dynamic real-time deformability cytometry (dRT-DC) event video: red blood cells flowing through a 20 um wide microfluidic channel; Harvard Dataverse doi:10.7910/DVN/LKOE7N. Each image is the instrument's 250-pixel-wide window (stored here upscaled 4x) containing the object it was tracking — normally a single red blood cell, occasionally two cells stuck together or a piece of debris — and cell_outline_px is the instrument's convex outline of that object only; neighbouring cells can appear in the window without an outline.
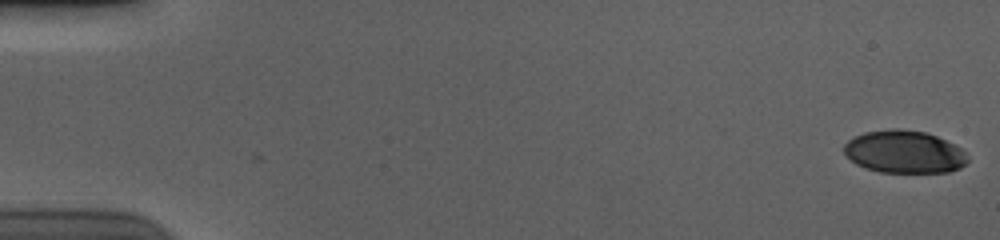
{"species": "human", "species_latin": "Homo sapiens", "temperature_condition": "cold", "stored_images_in_passage": 56, "camera_frame_rate_fps": 3000, "um_per_image_px": 0.085, "donor": {"sex": "male"}, "frame": {"image": 1, "passage_image": 1, "time_ms": 0.0, "image_size_px": [1000, 240], "cell_outline_px": [[968, 160], [960, 168], [948, 172], [880, 172], [864, 168], [856, 164], [844, 152], [844, 144], [852, 136], [864, 132], [896, 128], [924, 132], [936, 136], [960, 148], [964, 152]], "centroid_in_image_um": [76.82, 12.91], "position_along_channel_um": 8.2, "area_um2": 30.52}}
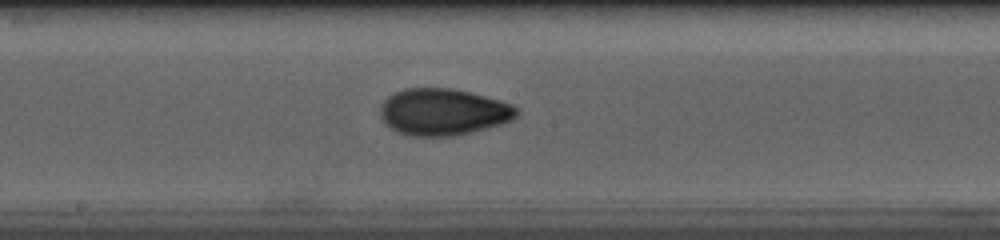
{"frame": {"image": 2, "passage_image": 31, "time_ms": 10.0, "image_size_px": [1000, 240], "cell_outline_px": [[520, 112], [512, 120], [488, 128], [452, 136], [408, 136], [396, 132], [384, 124], [380, 116], [380, 104], [388, 96], [404, 88], [452, 88], [500, 100], [512, 104], [520, 108]], "centroid_in_image_um": [37.65, 9.52], "position_along_channel_um": 210.5, "area_um2": 37.45}}
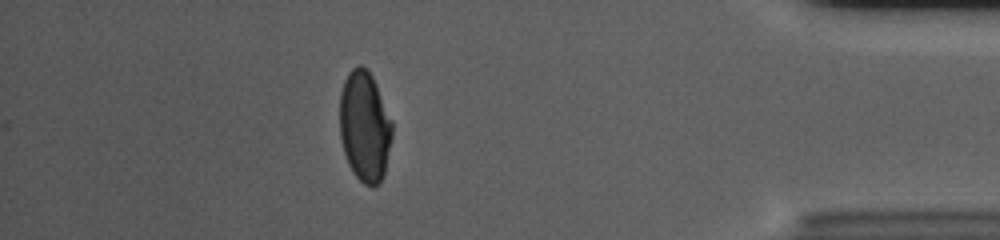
{"frame": {"image": 3, "passage_image": 50, "time_ms": 16.333, "image_size_px": [1000, 240], "cell_outline_px": [[392, 136], [384, 176], [380, 184], [372, 188], [364, 184], [352, 172], [348, 164], [344, 152], [340, 136], [340, 92], [344, 80], [348, 72], [356, 64], [360, 64], [372, 76], [392, 120]], "centroid_in_image_um": [30.99, 10.78], "position_along_channel_um": 404.2, "area_um2": 34.04}, "authors_computed_cell_mechanics": {"area_um2": 34.3043, "velocity_mm_per_s": 3.7033, "shape_relaxation_time_tau1_ms": 8.0409, "shape_relaxation_time_tau2_ms": 1.4679, "deformation_change_tau1": 0.2068, "deformation_change_tau2": 0.0535}}